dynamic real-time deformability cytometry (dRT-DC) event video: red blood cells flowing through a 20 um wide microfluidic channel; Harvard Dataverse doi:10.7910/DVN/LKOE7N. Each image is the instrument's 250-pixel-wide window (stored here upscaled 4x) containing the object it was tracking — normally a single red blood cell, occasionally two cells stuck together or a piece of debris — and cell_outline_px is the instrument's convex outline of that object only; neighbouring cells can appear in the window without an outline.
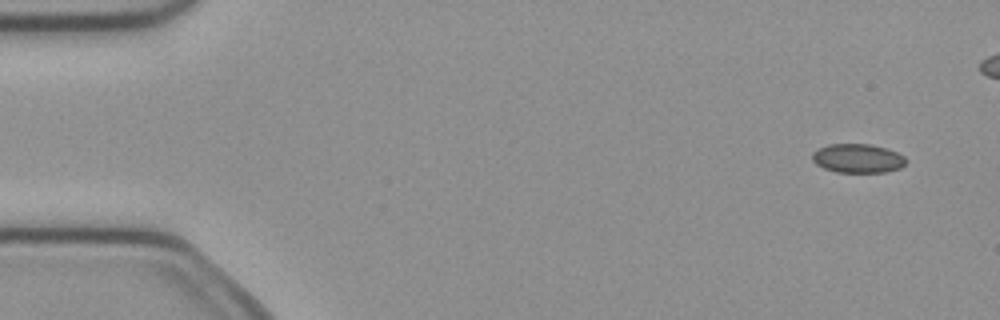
{"species": "common noctule bat (a hibernating species)", "species_latin": "Nyctalus noctula", "temperature_condition": "cold", "stored_images_in_passage": 5, "camera_frame_rate_fps": 3000, "um_per_image_px": 0.085, "animal": {"sex": "female", "body_mass_g": 21.9}, "frame": {"image": 1, "passage_image": 1, "time_ms": 0.0, "image_size_px": [1000, 320], "cell_outline_px": [[904, 164], [900, 168], [884, 172], [836, 172], [824, 168], [816, 164], [812, 160], [812, 152], [828, 144], [868, 144], [884, 148], [896, 152], [904, 156]], "centroid_in_image_um": [72.86, 13.46], "position_along_channel_um": 12.1, "area_um2": 15.61}}